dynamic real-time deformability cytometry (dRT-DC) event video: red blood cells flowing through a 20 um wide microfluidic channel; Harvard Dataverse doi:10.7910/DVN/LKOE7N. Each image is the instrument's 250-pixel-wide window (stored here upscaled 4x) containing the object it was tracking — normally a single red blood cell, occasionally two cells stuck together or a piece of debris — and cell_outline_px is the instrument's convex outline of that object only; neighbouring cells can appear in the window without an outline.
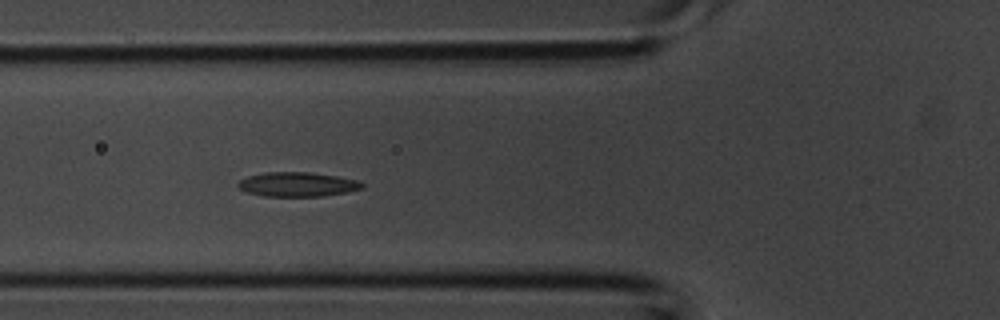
{"species": "common noctule bat (a hibernating species)", "species_latin": "Nyctalus noctula", "temperature_condition": "room temperature", "stored_images_in_passage": 30, "camera_frame_rate_fps": 3000, "um_per_image_px": 0.085, "animal": {"sex": "male", "body_mass_g": 20.1, "forearm_length_mm": 53.5}, "frame": {"image": 1, "passage_image": 5, "time_ms": 1.333, "image_size_px": [1000, 320], "cell_outline_px": [[364, 188], [324, 196], [264, 196], [244, 192], [236, 184], [240, 180], [248, 176], [264, 172], [308, 172], [336, 176], [356, 180], [364, 184]], "centroid_in_image_um": [25.24, 15.67], "position_along_channel_um": 100.6, "area_um2": 17.57}}
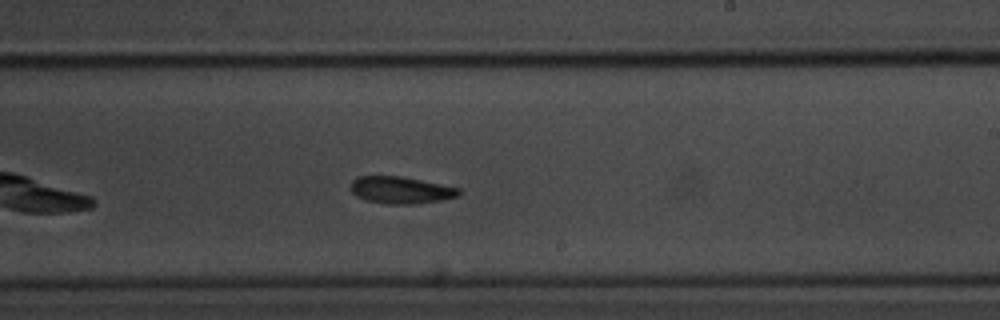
{"frame": {"image": 2, "passage_image": 14, "time_ms": 4.333, "image_size_px": [1000, 320], "cell_outline_px": [[460, 196], [440, 200], [416, 204], [388, 204], [368, 200], [356, 196], [352, 192], [352, 180], [356, 176], [404, 176], [460, 188]], "centroid_in_image_um": [34.09, 16.15], "position_along_channel_um": 254.9, "area_um2": 17.05}}
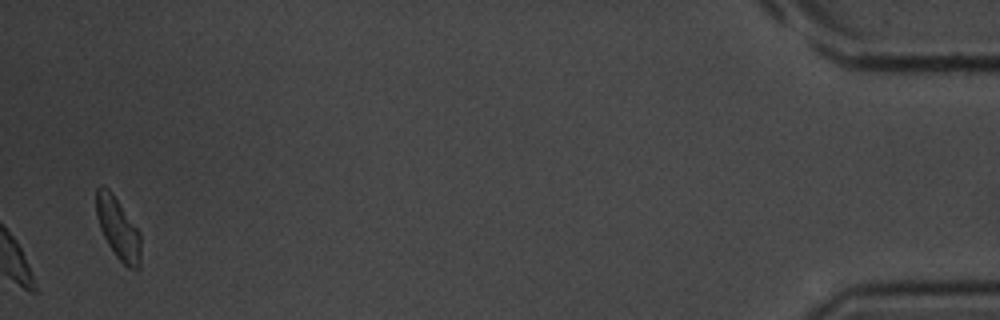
{"frame": {"image": 3, "passage_image": 29, "time_ms": 9.333, "image_size_px": [1000, 320], "cell_outline_px": [[140, 268], [128, 268], [116, 256], [108, 244], [100, 228], [96, 212], [96, 188], [100, 184], [108, 188], [112, 192], [140, 232]], "centroid_in_image_um": [10.03, 19.39], "position_along_channel_um": 425.2, "area_um2": 15.9}}